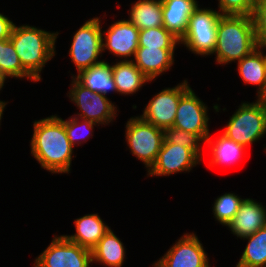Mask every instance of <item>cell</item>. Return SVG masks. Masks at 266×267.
<instances>
[{"label": "cell", "instance_id": "28", "mask_svg": "<svg viewBox=\"0 0 266 267\" xmlns=\"http://www.w3.org/2000/svg\"><path fill=\"white\" fill-rule=\"evenodd\" d=\"M244 199L233 192H226L221 196H217L212 207L215 221L227 226L236 215Z\"/></svg>", "mask_w": 266, "mask_h": 267}, {"label": "cell", "instance_id": "13", "mask_svg": "<svg viewBox=\"0 0 266 267\" xmlns=\"http://www.w3.org/2000/svg\"><path fill=\"white\" fill-rule=\"evenodd\" d=\"M202 159L192 150L163 141L155 163L147 171V177L170 176L190 172Z\"/></svg>", "mask_w": 266, "mask_h": 267}, {"label": "cell", "instance_id": "4", "mask_svg": "<svg viewBox=\"0 0 266 267\" xmlns=\"http://www.w3.org/2000/svg\"><path fill=\"white\" fill-rule=\"evenodd\" d=\"M228 139L248 149L251 144L266 135V102L256 98L254 102H242L230 116L222 132Z\"/></svg>", "mask_w": 266, "mask_h": 267}, {"label": "cell", "instance_id": "23", "mask_svg": "<svg viewBox=\"0 0 266 267\" xmlns=\"http://www.w3.org/2000/svg\"><path fill=\"white\" fill-rule=\"evenodd\" d=\"M91 252L92 263H98L105 267H122L126 259L125 246L111 227Z\"/></svg>", "mask_w": 266, "mask_h": 267}, {"label": "cell", "instance_id": "20", "mask_svg": "<svg viewBox=\"0 0 266 267\" xmlns=\"http://www.w3.org/2000/svg\"><path fill=\"white\" fill-rule=\"evenodd\" d=\"M82 86L92 92L107 97L109 92L117 93L115 81L112 75V64L102 59L101 62L80 71L77 75L71 74ZM75 75V76H74Z\"/></svg>", "mask_w": 266, "mask_h": 267}, {"label": "cell", "instance_id": "32", "mask_svg": "<svg viewBox=\"0 0 266 267\" xmlns=\"http://www.w3.org/2000/svg\"><path fill=\"white\" fill-rule=\"evenodd\" d=\"M256 0H218V11L222 15L251 16Z\"/></svg>", "mask_w": 266, "mask_h": 267}, {"label": "cell", "instance_id": "17", "mask_svg": "<svg viewBox=\"0 0 266 267\" xmlns=\"http://www.w3.org/2000/svg\"><path fill=\"white\" fill-rule=\"evenodd\" d=\"M163 26L179 40L185 35L189 17L199 6L197 0H161Z\"/></svg>", "mask_w": 266, "mask_h": 267}, {"label": "cell", "instance_id": "1", "mask_svg": "<svg viewBox=\"0 0 266 267\" xmlns=\"http://www.w3.org/2000/svg\"><path fill=\"white\" fill-rule=\"evenodd\" d=\"M30 153L41 168L52 174L71 173L74 150L65 131V120L57 114L35 120Z\"/></svg>", "mask_w": 266, "mask_h": 267}, {"label": "cell", "instance_id": "29", "mask_svg": "<svg viewBox=\"0 0 266 267\" xmlns=\"http://www.w3.org/2000/svg\"><path fill=\"white\" fill-rule=\"evenodd\" d=\"M94 126L100 125L73 115L65 120V131L73 148L93 137Z\"/></svg>", "mask_w": 266, "mask_h": 267}, {"label": "cell", "instance_id": "8", "mask_svg": "<svg viewBox=\"0 0 266 267\" xmlns=\"http://www.w3.org/2000/svg\"><path fill=\"white\" fill-rule=\"evenodd\" d=\"M71 86L66 93L70 101L79 109L74 116L92 121L102 126L112 123L119 110L112 100L102 94L92 92L89 88L82 86L71 76Z\"/></svg>", "mask_w": 266, "mask_h": 267}, {"label": "cell", "instance_id": "15", "mask_svg": "<svg viewBox=\"0 0 266 267\" xmlns=\"http://www.w3.org/2000/svg\"><path fill=\"white\" fill-rule=\"evenodd\" d=\"M266 226V208L262 202L245 198L234 218L226 226L233 235L242 238L250 236Z\"/></svg>", "mask_w": 266, "mask_h": 267}, {"label": "cell", "instance_id": "2", "mask_svg": "<svg viewBox=\"0 0 266 267\" xmlns=\"http://www.w3.org/2000/svg\"><path fill=\"white\" fill-rule=\"evenodd\" d=\"M59 32L45 31L29 24L14 25L10 40L23 68L38 82L45 65L56 55Z\"/></svg>", "mask_w": 266, "mask_h": 267}, {"label": "cell", "instance_id": "25", "mask_svg": "<svg viewBox=\"0 0 266 267\" xmlns=\"http://www.w3.org/2000/svg\"><path fill=\"white\" fill-rule=\"evenodd\" d=\"M242 239L248 241L235 267H266V226Z\"/></svg>", "mask_w": 266, "mask_h": 267}, {"label": "cell", "instance_id": "26", "mask_svg": "<svg viewBox=\"0 0 266 267\" xmlns=\"http://www.w3.org/2000/svg\"><path fill=\"white\" fill-rule=\"evenodd\" d=\"M0 74L9 78L26 79L36 83L37 81L23 68L19 56L10 39L0 40ZM8 78V79H7Z\"/></svg>", "mask_w": 266, "mask_h": 267}, {"label": "cell", "instance_id": "31", "mask_svg": "<svg viewBox=\"0 0 266 267\" xmlns=\"http://www.w3.org/2000/svg\"><path fill=\"white\" fill-rule=\"evenodd\" d=\"M258 46L266 47V0H256L251 14Z\"/></svg>", "mask_w": 266, "mask_h": 267}, {"label": "cell", "instance_id": "3", "mask_svg": "<svg viewBox=\"0 0 266 267\" xmlns=\"http://www.w3.org/2000/svg\"><path fill=\"white\" fill-rule=\"evenodd\" d=\"M258 47L251 16L221 15L213 51L217 64L241 60Z\"/></svg>", "mask_w": 266, "mask_h": 267}, {"label": "cell", "instance_id": "19", "mask_svg": "<svg viewBox=\"0 0 266 267\" xmlns=\"http://www.w3.org/2000/svg\"><path fill=\"white\" fill-rule=\"evenodd\" d=\"M75 233L64 235L69 241L92 250L110 228L98 213L86 214L74 220Z\"/></svg>", "mask_w": 266, "mask_h": 267}, {"label": "cell", "instance_id": "12", "mask_svg": "<svg viewBox=\"0 0 266 267\" xmlns=\"http://www.w3.org/2000/svg\"><path fill=\"white\" fill-rule=\"evenodd\" d=\"M209 108L194 90L190 88L181 98L177 106L173 127L192 132L204 142L211 135L209 129Z\"/></svg>", "mask_w": 266, "mask_h": 267}, {"label": "cell", "instance_id": "10", "mask_svg": "<svg viewBox=\"0 0 266 267\" xmlns=\"http://www.w3.org/2000/svg\"><path fill=\"white\" fill-rule=\"evenodd\" d=\"M190 88L189 82L185 79L175 87L162 89L148 101L143 113L139 116L160 129L172 128L180 98Z\"/></svg>", "mask_w": 266, "mask_h": 267}, {"label": "cell", "instance_id": "6", "mask_svg": "<svg viewBox=\"0 0 266 267\" xmlns=\"http://www.w3.org/2000/svg\"><path fill=\"white\" fill-rule=\"evenodd\" d=\"M124 136L132 155L140 160L148 171L162 147L164 130L137 115L130 117L126 122Z\"/></svg>", "mask_w": 266, "mask_h": 267}, {"label": "cell", "instance_id": "14", "mask_svg": "<svg viewBox=\"0 0 266 267\" xmlns=\"http://www.w3.org/2000/svg\"><path fill=\"white\" fill-rule=\"evenodd\" d=\"M138 47L139 29L128 19L114 21L107 30L102 29L103 53L108 50L121 61L133 60Z\"/></svg>", "mask_w": 266, "mask_h": 267}, {"label": "cell", "instance_id": "30", "mask_svg": "<svg viewBox=\"0 0 266 267\" xmlns=\"http://www.w3.org/2000/svg\"><path fill=\"white\" fill-rule=\"evenodd\" d=\"M164 140L182 147L192 149L201 159H203L202 144L205 142L192 132L177 129L175 127L164 130Z\"/></svg>", "mask_w": 266, "mask_h": 267}, {"label": "cell", "instance_id": "9", "mask_svg": "<svg viewBox=\"0 0 266 267\" xmlns=\"http://www.w3.org/2000/svg\"><path fill=\"white\" fill-rule=\"evenodd\" d=\"M92 252L69 241L64 235H54L51 243L38 255L32 267H91Z\"/></svg>", "mask_w": 266, "mask_h": 267}, {"label": "cell", "instance_id": "33", "mask_svg": "<svg viewBox=\"0 0 266 267\" xmlns=\"http://www.w3.org/2000/svg\"><path fill=\"white\" fill-rule=\"evenodd\" d=\"M14 25L12 19L0 13V40L10 38Z\"/></svg>", "mask_w": 266, "mask_h": 267}, {"label": "cell", "instance_id": "21", "mask_svg": "<svg viewBox=\"0 0 266 267\" xmlns=\"http://www.w3.org/2000/svg\"><path fill=\"white\" fill-rule=\"evenodd\" d=\"M112 63V75L119 95H133L145 84L151 83L132 60L116 59Z\"/></svg>", "mask_w": 266, "mask_h": 267}, {"label": "cell", "instance_id": "24", "mask_svg": "<svg viewBox=\"0 0 266 267\" xmlns=\"http://www.w3.org/2000/svg\"><path fill=\"white\" fill-rule=\"evenodd\" d=\"M128 12V20L139 30L163 26L161 0H137Z\"/></svg>", "mask_w": 266, "mask_h": 267}, {"label": "cell", "instance_id": "11", "mask_svg": "<svg viewBox=\"0 0 266 267\" xmlns=\"http://www.w3.org/2000/svg\"><path fill=\"white\" fill-rule=\"evenodd\" d=\"M194 232L184 233L153 267H211L208 253Z\"/></svg>", "mask_w": 266, "mask_h": 267}, {"label": "cell", "instance_id": "5", "mask_svg": "<svg viewBox=\"0 0 266 267\" xmlns=\"http://www.w3.org/2000/svg\"><path fill=\"white\" fill-rule=\"evenodd\" d=\"M200 7L199 4L189 17L186 33L179 42L193 54L206 58L216 47L217 26L222 14L210 7Z\"/></svg>", "mask_w": 266, "mask_h": 267}, {"label": "cell", "instance_id": "27", "mask_svg": "<svg viewBox=\"0 0 266 267\" xmlns=\"http://www.w3.org/2000/svg\"><path fill=\"white\" fill-rule=\"evenodd\" d=\"M179 39L164 26L139 30V47L177 48Z\"/></svg>", "mask_w": 266, "mask_h": 267}, {"label": "cell", "instance_id": "35", "mask_svg": "<svg viewBox=\"0 0 266 267\" xmlns=\"http://www.w3.org/2000/svg\"><path fill=\"white\" fill-rule=\"evenodd\" d=\"M5 82V78L0 74V91L3 89Z\"/></svg>", "mask_w": 266, "mask_h": 267}, {"label": "cell", "instance_id": "7", "mask_svg": "<svg viewBox=\"0 0 266 267\" xmlns=\"http://www.w3.org/2000/svg\"><path fill=\"white\" fill-rule=\"evenodd\" d=\"M101 18L97 16L88 19L75 34L73 33L68 55L77 73L102 61Z\"/></svg>", "mask_w": 266, "mask_h": 267}, {"label": "cell", "instance_id": "36", "mask_svg": "<svg viewBox=\"0 0 266 267\" xmlns=\"http://www.w3.org/2000/svg\"><path fill=\"white\" fill-rule=\"evenodd\" d=\"M260 100H263L264 102H266V88L264 93L259 97Z\"/></svg>", "mask_w": 266, "mask_h": 267}, {"label": "cell", "instance_id": "22", "mask_svg": "<svg viewBox=\"0 0 266 267\" xmlns=\"http://www.w3.org/2000/svg\"><path fill=\"white\" fill-rule=\"evenodd\" d=\"M209 136L205 142L208 148L210 149L211 159L208 164V169L210 167L223 165L225 167L237 164L242 158L246 155V149L244 146L239 143L234 142L231 139H228L222 133H219V136L215 139Z\"/></svg>", "mask_w": 266, "mask_h": 267}, {"label": "cell", "instance_id": "18", "mask_svg": "<svg viewBox=\"0 0 266 267\" xmlns=\"http://www.w3.org/2000/svg\"><path fill=\"white\" fill-rule=\"evenodd\" d=\"M266 47L258 46L250 54L237 61V71L245 85L257 86L259 98L266 88Z\"/></svg>", "mask_w": 266, "mask_h": 267}, {"label": "cell", "instance_id": "16", "mask_svg": "<svg viewBox=\"0 0 266 267\" xmlns=\"http://www.w3.org/2000/svg\"><path fill=\"white\" fill-rule=\"evenodd\" d=\"M175 49L138 47L132 61L153 82L158 76L171 70L175 61Z\"/></svg>", "mask_w": 266, "mask_h": 267}, {"label": "cell", "instance_id": "34", "mask_svg": "<svg viewBox=\"0 0 266 267\" xmlns=\"http://www.w3.org/2000/svg\"><path fill=\"white\" fill-rule=\"evenodd\" d=\"M8 103H9L8 101L5 102V101L0 100V126L2 125L1 121L3 118V113L5 112L4 109H5L6 105H8Z\"/></svg>", "mask_w": 266, "mask_h": 267}]
</instances>
